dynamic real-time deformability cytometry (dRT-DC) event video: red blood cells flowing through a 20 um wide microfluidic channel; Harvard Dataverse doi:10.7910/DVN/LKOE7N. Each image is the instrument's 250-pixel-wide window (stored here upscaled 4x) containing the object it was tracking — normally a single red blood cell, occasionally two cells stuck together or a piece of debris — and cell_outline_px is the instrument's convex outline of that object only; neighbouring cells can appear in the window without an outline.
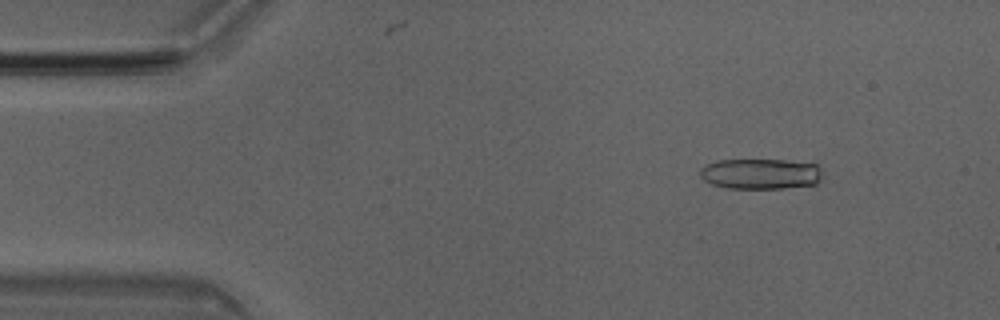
{"species": "Egyptian fruit bat (a non-hibernating species)", "species_latin": "Rousettus aegyptiacus", "temperature_condition": "room temperature", "stored_images_in_passage": 24, "camera_frame_rate_fps": 3000, "um_per_image_px": 0.085, "animal": {"sex": "male"}, "frame": {"image": 1, "passage_image": 6, "time_ms": 1.667, "image_size_px": [1000, 320], "cell_outline_px": [[824, 176], [816, 184], [784, 188], [728, 188], [712, 184], [704, 180], [700, 176], [700, 168], [716, 160], [784, 160], [816, 164], [824, 172]], "centroid_in_image_um": [64.69, 14.77], "position_along_channel_um": 20.3, "area_um2": 21.91}}
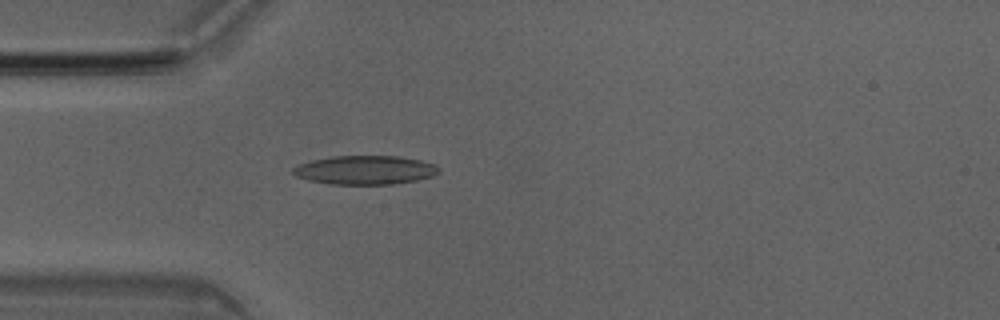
{"frame": {"image": 2, "passage_image": 14, "time_ms": 4.333, "image_size_px": [1000, 320], "cell_outline_px": [[440, 172], [432, 176], [416, 180], [392, 184], [328, 184], [308, 180], [296, 176], [292, 172], [292, 168], [300, 164], [312, 160], [332, 156], [400, 156], [420, 160], [432, 164], [440, 168]], "centroid_in_image_um": [31.02, 14.45], "position_along_channel_um": 54.0, "area_um2": 24.45}}
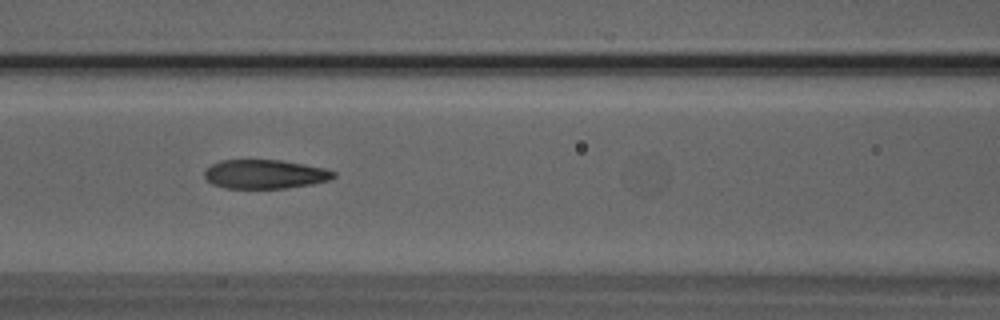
{"frame": {"image": 3, "passage_image": 21, "time_ms": 6.667, "image_size_px": [1000, 320], "cell_outline_px": [[336, 176], [328, 180], [312, 184], [284, 188], [224, 188], [212, 184], [204, 176], [204, 172], [212, 164], [220, 160], [280, 160], [304, 164], [324, 168], [336, 172]], "centroid_in_image_um": [22.51, 14.8], "position_along_channel_um": 144.1, "area_um2": 21.73}}